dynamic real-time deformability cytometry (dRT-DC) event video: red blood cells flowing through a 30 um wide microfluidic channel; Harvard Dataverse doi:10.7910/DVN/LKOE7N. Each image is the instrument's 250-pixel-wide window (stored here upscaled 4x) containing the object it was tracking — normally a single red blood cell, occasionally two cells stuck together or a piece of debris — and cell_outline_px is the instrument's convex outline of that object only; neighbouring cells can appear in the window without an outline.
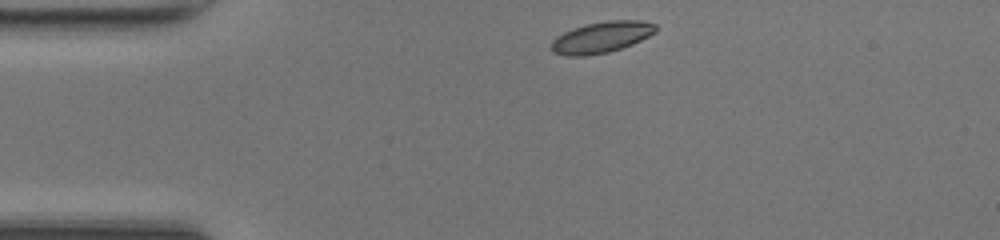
{"species": "common noctule bat (a hibernating species)", "species_latin": "Nyctalus noctula", "temperature_condition": "room temperature", "stored_images_in_passage": 40, "camera_frame_rate_fps": 3000, "um_per_image_px": 0.085, "animal": {"sex": "female", "body_mass_g": 17.0, "forearm_length_mm": 48.0}, "frame": {"image": 1, "passage_image": 1, "time_ms": 0.0, "image_size_px": [1000, 240], "cell_outline_px": [[656, 32], [632, 44], [608, 52], [584, 56], [568, 56], [552, 52], [552, 40], [556, 36], [564, 32], [588, 24], [608, 20], [640, 20], [656, 24]], "centroid_in_image_um": [51.13, 3.16], "position_along_channel_um": 33.9, "area_um2": 18.73}}
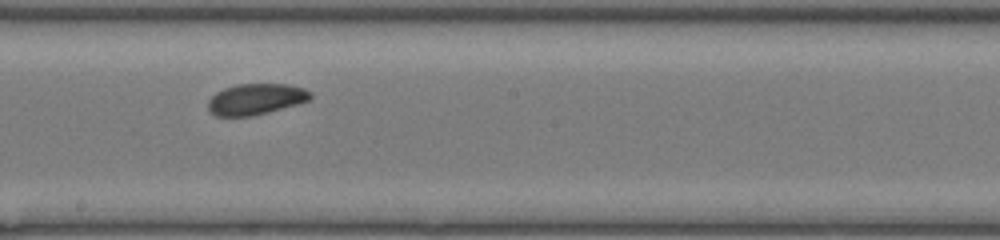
{"frame": {"image": 2, "passage_image": 18, "time_ms": 5.667, "image_size_px": [1000, 240], "cell_outline_px": [[312, 96], [308, 100], [296, 104], [268, 112], [252, 116], [216, 116], [208, 112], [208, 100], [216, 92], [224, 88], [236, 84], [288, 84], [304, 88], [312, 92]], "centroid_in_image_um": [21.71, 8.42], "position_along_channel_um": 226.5, "area_um2": 18.55}}
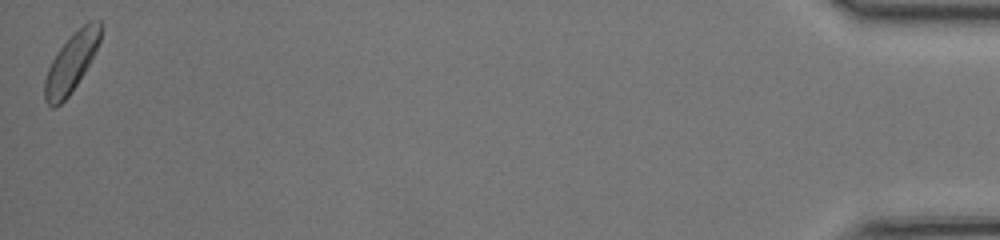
{"frame": {"image": 3, "passage_image": 40, "time_ms": 13.0, "image_size_px": [1000, 240], "cell_outline_px": [[100, 40], [84, 72], [68, 96], [56, 108], [52, 108], [44, 100], [44, 80], [48, 68], [52, 60], [60, 48], [88, 20], [100, 20]], "centroid_in_image_um": [6.02, 5.37], "position_along_channel_um": 429.2, "area_um2": 18.44}, "authors_computed_cell_mechanics": {"area_um2": 18.6694, "velocity_mm_per_s": 4.1691, "shape_relaxation_time_tau1_ms": 1.9469, "shape_relaxation_time_tau2_ms": null, "deformation_change_tau1": 0.0682, "deformation_change_tau2": null}}